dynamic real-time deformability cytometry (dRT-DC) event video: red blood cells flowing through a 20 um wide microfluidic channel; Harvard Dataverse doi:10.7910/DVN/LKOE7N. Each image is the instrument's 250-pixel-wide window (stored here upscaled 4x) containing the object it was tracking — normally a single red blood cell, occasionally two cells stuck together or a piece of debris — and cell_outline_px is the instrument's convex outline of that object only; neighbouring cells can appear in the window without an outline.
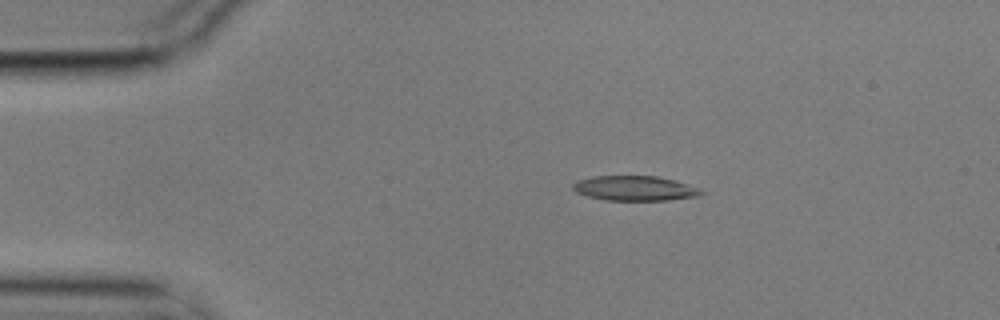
{"species": "common noctule bat (a hibernating species)", "species_latin": "Nyctalus noctula", "temperature_condition": "cold", "stored_images_in_passage": 8, "camera_frame_rate_fps": 3000, "um_per_image_px": 0.085, "animal": {"sex": "male", "body_mass_g": 17.9}, "frame": {"image": 1, "passage_image": 4, "time_ms": 1.0, "image_size_px": [1000, 320], "cell_outline_px": [[708, 192], [700, 196], [668, 200], [604, 200], [588, 196], [576, 192], [572, 188], [572, 184], [580, 180], [592, 176], [656, 176], [676, 180], [688, 184]], "centroid_in_image_um": [54.01, 16.01], "position_along_channel_um": 31.0, "area_um2": 18.67}}
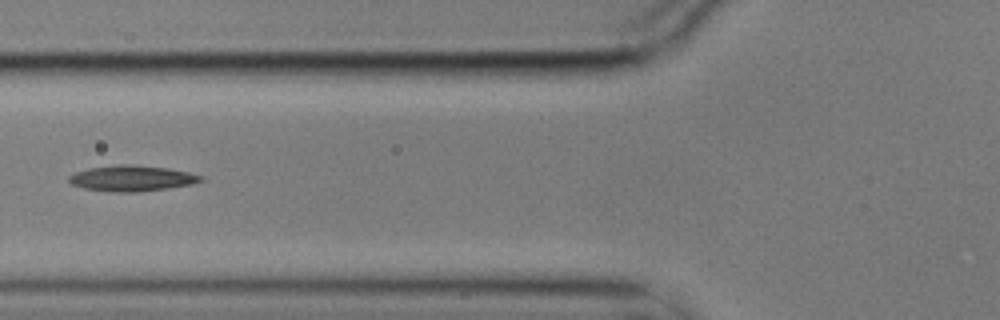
{"frame": {"image": 2, "passage_image": 7, "time_ms": 2.0, "image_size_px": [1000, 320], "cell_outline_px": [[204, 180], [192, 184], [168, 188], [136, 192], [112, 192], [84, 188], [72, 184], [68, 180], [68, 176], [76, 172], [88, 168], [124, 164], [132, 164], [168, 168], [188, 172], [204, 176]], "centroid_in_image_um": [11.23, 15.15], "position_along_channel_um": 114.6, "area_um2": 19.77}}
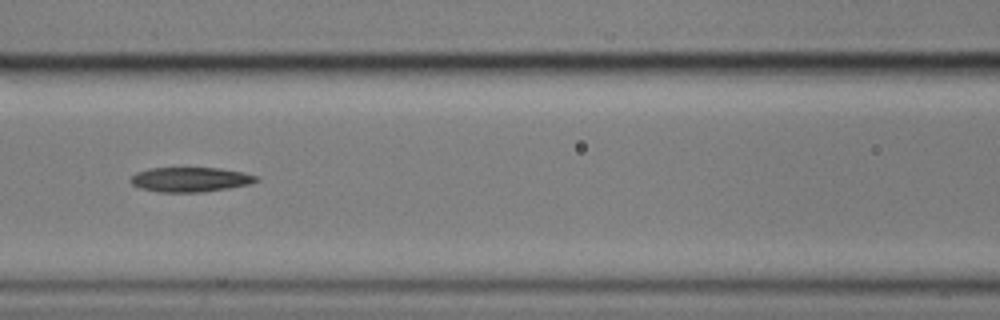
{"frame": {"image": 3, "passage_image": 8, "time_ms": 2.333, "image_size_px": [1000, 320], "cell_outline_px": [[260, 180], [248, 184], [228, 188], [200, 192], [160, 192], [140, 188], [132, 184], [128, 180], [136, 172], [148, 168], [220, 168], [244, 172], [260, 176]], "centroid_in_image_um": [16.18, 15.25], "position_along_channel_um": 150.4, "area_um2": 18.15}}